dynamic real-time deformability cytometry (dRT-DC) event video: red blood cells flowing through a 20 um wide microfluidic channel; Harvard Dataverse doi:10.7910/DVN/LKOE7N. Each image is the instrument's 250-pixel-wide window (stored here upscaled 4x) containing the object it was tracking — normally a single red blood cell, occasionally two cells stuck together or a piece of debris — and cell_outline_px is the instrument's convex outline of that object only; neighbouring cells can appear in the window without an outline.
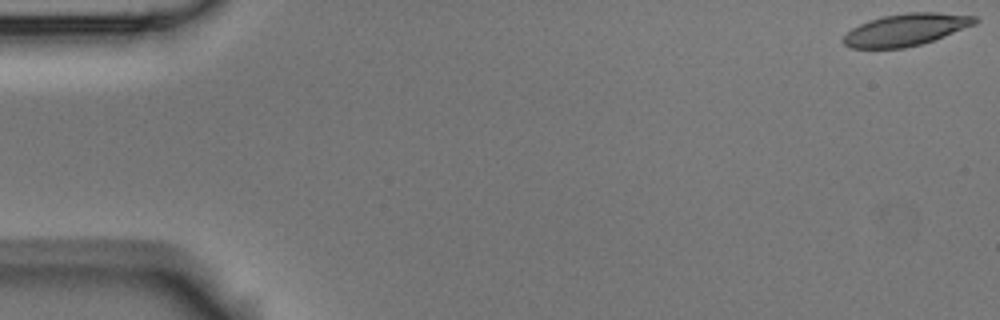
{"species": "Egyptian fruit bat (a non-hibernating species)", "species_latin": "Rousettus aegyptiacus", "temperature_condition": "room temperature", "stored_images_in_passage": 6, "camera_frame_rate_fps": 3000, "um_per_image_px": 0.085, "animal": {"sex": "male"}, "frame": {"image": 1, "passage_image": 1, "time_ms": 0.0, "image_size_px": [1000, 320], "cell_outline_px": [[980, 20], [976, 24], [944, 36], [920, 44], [904, 48], [852, 48], [844, 44], [840, 40], [852, 28], [868, 20], [884, 16], [908, 12], [936, 12], [976, 16]], "centroid_in_image_um": [77.0, 2.52], "position_along_channel_um": 8.0, "area_um2": 24.51}}
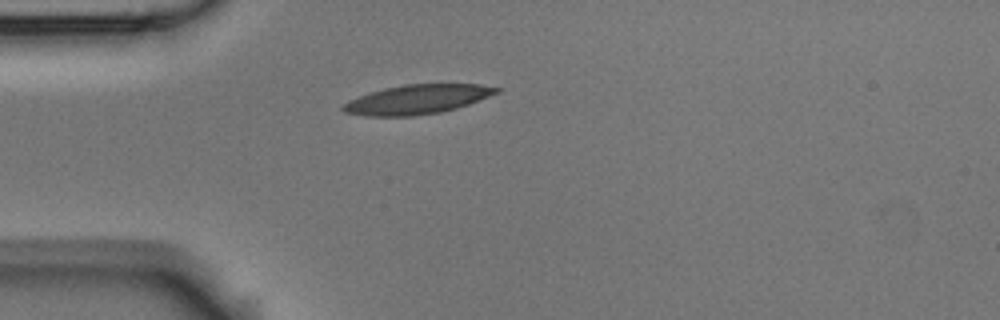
{"frame": {"image": 2, "passage_image": 5, "time_ms": 1.333, "image_size_px": [1000, 320], "cell_outline_px": [[504, 88], [500, 92], [468, 104], [456, 108], [440, 112], [412, 116], [364, 116], [344, 112], [340, 108], [348, 100], [368, 92], [384, 88], [404, 84], [480, 84]], "centroid_in_image_um": [35.45, 8.44], "position_along_channel_um": 49.5, "area_um2": 26.36}}